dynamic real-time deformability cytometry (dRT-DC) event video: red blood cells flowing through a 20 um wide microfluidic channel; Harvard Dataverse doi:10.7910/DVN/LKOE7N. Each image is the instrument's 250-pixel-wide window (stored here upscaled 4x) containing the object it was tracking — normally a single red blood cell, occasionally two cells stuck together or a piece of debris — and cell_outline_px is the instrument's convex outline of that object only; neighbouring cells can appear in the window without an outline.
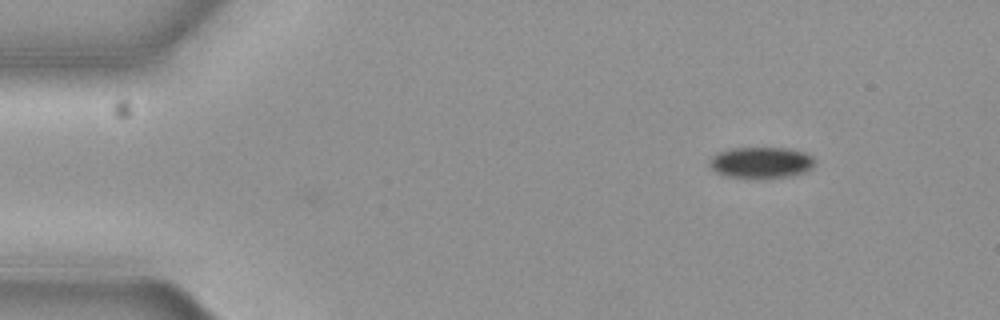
{"species": "common noctule bat (a hibernating species)", "species_latin": "Nyctalus noctula", "temperature_condition": "cold", "stored_images_in_passage": 2, "camera_frame_rate_fps": 3000, "um_per_image_px": 0.085, "animal": {"sex": "female", "body_mass_g": 19.3, "forearm_length_mm": 54.1}, "frame": {"image": 1, "passage_image": 2, "time_ms": 0.333, "image_size_px": [1000, 320], "cell_outline_px": [[816, 160], [812, 168], [804, 172], [792, 176], [728, 176], [716, 172], [708, 164], [708, 160], [716, 152], [732, 148], [788, 148], [804, 152], [812, 156]], "centroid_in_image_um": [64.69, 13.78], "position_along_channel_um": 20.3, "area_um2": 18.79}}